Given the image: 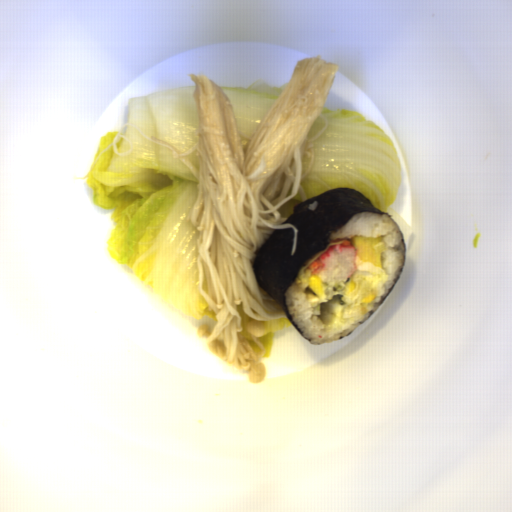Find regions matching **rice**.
I'll use <instances>...</instances> for the list:
<instances>
[{
  "label": "rice",
  "mask_w": 512,
  "mask_h": 512,
  "mask_svg": "<svg viewBox=\"0 0 512 512\" xmlns=\"http://www.w3.org/2000/svg\"><path fill=\"white\" fill-rule=\"evenodd\" d=\"M384 237L386 251L382 253L383 270L389 279L378 291L370 304H349L345 289L349 278L331 284L325 283V292L319 299L309 288L311 275L309 265L323 254L329 246L343 242V239ZM405 245L400 228L387 214L358 212L345 222L337 232L330 235L329 245L316 252L298 270L295 281L288 287L284 296L289 315L306 340L314 345H322L347 336L361 325L381 301L389 294L404 267Z\"/></svg>",
  "instance_id": "1"
}]
</instances>
